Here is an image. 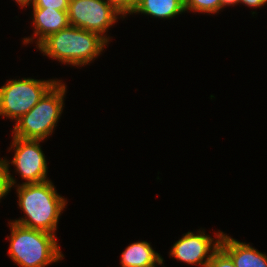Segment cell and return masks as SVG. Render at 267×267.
<instances>
[{"label":"cell","mask_w":267,"mask_h":267,"mask_svg":"<svg viewBox=\"0 0 267 267\" xmlns=\"http://www.w3.org/2000/svg\"><path fill=\"white\" fill-rule=\"evenodd\" d=\"M18 205L25 218L13 220L24 227L55 235L61 212L67 200L57 193L51 180L42 183L17 184Z\"/></svg>","instance_id":"cell-1"},{"label":"cell","mask_w":267,"mask_h":267,"mask_svg":"<svg viewBox=\"0 0 267 267\" xmlns=\"http://www.w3.org/2000/svg\"><path fill=\"white\" fill-rule=\"evenodd\" d=\"M107 43L98 33L69 25L49 35L37 48L62 64L85 66L103 52Z\"/></svg>","instance_id":"cell-2"},{"label":"cell","mask_w":267,"mask_h":267,"mask_svg":"<svg viewBox=\"0 0 267 267\" xmlns=\"http://www.w3.org/2000/svg\"><path fill=\"white\" fill-rule=\"evenodd\" d=\"M11 235L9 256L20 267H45L58 262L64 255L54 234L9 223ZM9 237V238H8Z\"/></svg>","instance_id":"cell-3"},{"label":"cell","mask_w":267,"mask_h":267,"mask_svg":"<svg viewBox=\"0 0 267 267\" xmlns=\"http://www.w3.org/2000/svg\"><path fill=\"white\" fill-rule=\"evenodd\" d=\"M66 90L59 80L28 113L15 121L12 136L43 141L49 137L63 112Z\"/></svg>","instance_id":"cell-4"},{"label":"cell","mask_w":267,"mask_h":267,"mask_svg":"<svg viewBox=\"0 0 267 267\" xmlns=\"http://www.w3.org/2000/svg\"><path fill=\"white\" fill-rule=\"evenodd\" d=\"M58 81L32 78L7 80L6 84L0 87V116L17 121L28 113Z\"/></svg>","instance_id":"cell-5"},{"label":"cell","mask_w":267,"mask_h":267,"mask_svg":"<svg viewBox=\"0 0 267 267\" xmlns=\"http://www.w3.org/2000/svg\"><path fill=\"white\" fill-rule=\"evenodd\" d=\"M69 24L98 33L107 42L105 34L122 14L105 0H70L67 9ZM106 35V36H105Z\"/></svg>","instance_id":"cell-6"},{"label":"cell","mask_w":267,"mask_h":267,"mask_svg":"<svg viewBox=\"0 0 267 267\" xmlns=\"http://www.w3.org/2000/svg\"><path fill=\"white\" fill-rule=\"evenodd\" d=\"M10 145L14 148V157L11 164L26 181V184L42 183L48 181L47 162L39 145L43 140L22 139L14 137Z\"/></svg>","instance_id":"cell-7"},{"label":"cell","mask_w":267,"mask_h":267,"mask_svg":"<svg viewBox=\"0 0 267 267\" xmlns=\"http://www.w3.org/2000/svg\"><path fill=\"white\" fill-rule=\"evenodd\" d=\"M198 233L195 234L190 231L185 235L183 234L182 238L172 246L169 253L170 256L187 264L206 267L214 252L220 247V241L224 232L219 231L215 233L214 238L216 240L206 235L204 229L203 231H198Z\"/></svg>","instance_id":"cell-8"},{"label":"cell","mask_w":267,"mask_h":267,"mask_svg":"<svg viewBox=\"0 0 267 267\" xmlns=\"http://www.w3.org/2000/svg\"><path fill=\"white\" fill-rule=\"evenodd\" d=\"M220 247L231 257L236 267H267V255L249 243L240 242L223 233Z\"/></svg>","instance_id":"cell-9"},{"label":"cell","mask_w":267,"mask_h":267,"mask_svg":"<svg viewBox=\"0 0 267 267\" xmlns=\"http://www.w3.org/2000/svg\"><path fill=\"white\" fill-rule=\"evenodd\" d=\"M34 37L38 38L36 47L49 35L68 27L69 19L67 11L57 9L33 8Z\"/></svg>","instance_id":"cell-10"},{"label":"cell","mask_w":267,"mask_h":267,"mask_svg":"<svg viewBox=\"0 0 267 267\" xmlns=\"http://www.w3.org/2000/svg\"><path fill=\"white\" fill-rule=\"evenodd\" d=\"M162 259L147 241L134 242L122 252L121 267H149Z\"/></svg>","instance_id":"cell-11"},{"label":"cell","mask_w":267,"mask_h":267,"mask_svg":"<svg viewBox=\"0 0 267 267\" xmlns=\"http://www.w3.org/2000/svg\"><path fill=\"white\" fill-rule=\"evenodd\" d=\"M185 11L184 0H141L132 14L141 13L154 18L171 19Z\"/></svg>","instance_id":"cell-12"},{"label":"cell","mask_w":267,"mask_h":267,"mask_svg":"<svg viewBox=\"0 0 267 267\" xmlns=\"http://www.w3.org/2000/svg\"><path fill=\"white\" fill-rule=\"evenodd\" d=\"M185 10L215 14L221 10L220 0H184Z\"/></svg>","instance_id":"cell-13"},{"label":"cell","mask_w":267,"mask_h":267,"mask_svg":"<svg viewBox=\"0 0 267 267\" xmlns=\"http://www.w3.org/2000/svg\"><path fill=\"white\" fill-rule=\"evenodd\" d=\"M10 162L7 159L0 158V200L5 197L12 186L16 184L15 178H13L9 171Z\"/></svg>","instance_id":"cell-14"},{"label":"cell","mask_w":267,"mask_h":267,"mask_svg":"<svg viewBox=\"0 0 267 267\" xmlns=\"http://www.w3.org/2000/svg\"><path fill=\"white\" fill-rule=\"evenodd\" d=\"M206 267H236L231 259V257L219 247L212 258L210 259Z\"/></svg>","instance_id":"cell-15"},{"label":"cell","mask_w":267,"mask_h":267,"mask_svg":"<svg viewBox=\"0 0 267 267\" xmlns=\"http://www.w3.org/2000/svg\"><path fill=\"white\" fill-rule=\"evenodd\" d=\"M70 0H33L32 8L57 9L67 11Z\"/></svg>","instance_id":"cell-16"},{"label":"cell","mask_w":267,"mask_h":267,"mask_svg":"<svg viewBox=\"0 0 267 267\" xmlns=\"http://www.w3.org/2000/svg\"><path fill=\"white\" fill-rule=\"evenodd\" d=\"M107 3L112 5L118 12H120L125 18L127 15V0H105Z\"/></svg>","instance_id":"cell-17"},{"label":"cell","mask_w":267,"mask_h":267,"mask_svg":"<svg viewBox=\"0 0 267 267\" xmlns=\"http://www.w3.org/2000/svg\"><path fill=\"white\" fill-rule=\"evenodd\" d=\"M239 3L245 4L248 7L257 8L264 6L267 3V0H239Z\"/></svg>","instance_id":"cell-18"},{"label":"cell","mask_w":267,"mask_h":267,"mask_svg":"<svg viewBox=\"0 0 267 267\" xmlns=\"http://www.w3.org/2000/svg\"><path fill=\"white\" fill-rule=\"evenodd\" d=\"M141 0H127V14H132L135 7Z\"/></svg>","instance_id":"cell-19"},{"label":"cell","mask_w":267,"mask_h":267,"mask_svg":"<svg viewBox=\"0 0 267 267\" xmlns=\"http://www.w3.org/2000/svg\"><path fill=\"white\" fill-rule=\"evenodd\" d=\"M221 1V9H223L226 6L231 5H237L239 3V0H220Z\"/></svg>","instance_id":"cell-20"},{"label":"cell","mask_w":267,"mask_h":267,"mask_svg":"<svg viewBox=\"0 0 267 267\" xmlns=\"http://www.w3.org/2000/svg\"><path fill=\"white\" fill-rule=\"evenodd\" d=\"M33 0H15V2L21 7H28V5L32 4Z\"/></svg>","instance_id":"cell-21"},{"label":"cell","mask_w":267,"mask_h":267,"mask_svg":"<svg viewBox=\"0 0 267 267\" xmlns=\"http://www.w3.org/2000/svg\"><path fill=\"white\" fill-rule=\"evenodd\" d=\"M163 258L158 262V263H156V264H154V265H152V266H149V267H156L157 265H162V264H164L163 263Z\"/></svg>","instance_id":"cell-22"}]
</instances>
